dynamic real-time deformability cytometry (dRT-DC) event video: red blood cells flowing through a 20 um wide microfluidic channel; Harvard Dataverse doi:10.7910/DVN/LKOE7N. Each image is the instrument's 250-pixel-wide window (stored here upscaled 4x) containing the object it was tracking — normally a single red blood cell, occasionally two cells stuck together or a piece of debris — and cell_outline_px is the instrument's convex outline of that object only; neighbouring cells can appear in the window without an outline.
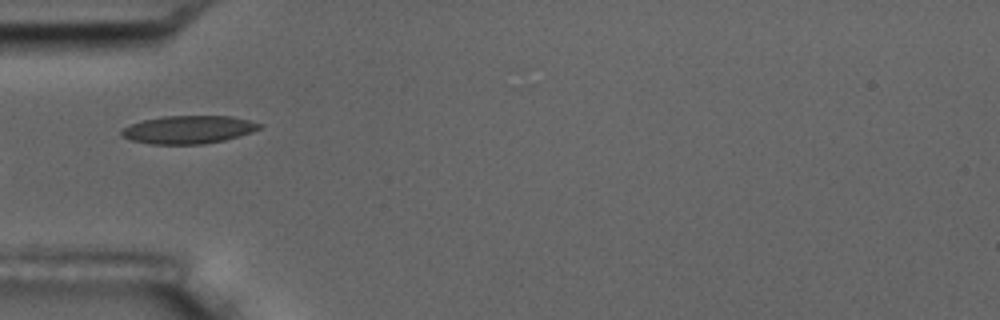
{"species": "common noctule bat (a hibernating species)", "species_latin": "Nyctalus noctula", "temperature_condition": "room temperature", "stored_images_in_passage": 10, "camera_frame_rate_fps": 3000, "um_per_image_px": 0.085, "animal": {"sex": "male", "body_mass_g": 17.5, "forearm_length_mm": 52.3}, "frame": {"image": 1, "passage_image": 6, "time_ms": 5.667, "image_size_px": [1000, 320], "cell_outline_px": [[264, 124], [260, 128], [252, 132], [224, 140], [204, 144], [148, 144], [132, 140], [120, 136], [120, 132], [124, 128], [132, 124], [144, 120], [160, 116], [232, 116]], "centroid_in_image_um": [16.02, 11.02], "position_along_channel_um": 69.0, "area_um2": 22.48}}
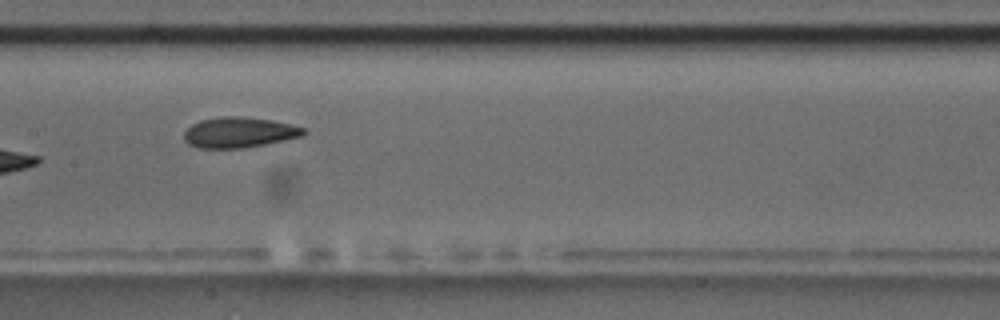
{"frame": {"image": 2, "passage_image": 9, "time_ms": 9.0, "image_size_px": [1000, 320], "cell_outline_px": [[308, 132], [304, 136], [244, 148], [196, 148], [188, 144], [184, 140], [184, 132], [192, 124], [200, 120], [224, 116], [244, 116], [272, 120], [292, 124], [304, 128]], "centroid_in_image_um": [20.34, 11.25], "position_along_channel_um": 187.1, "area_um2": 21.44}}
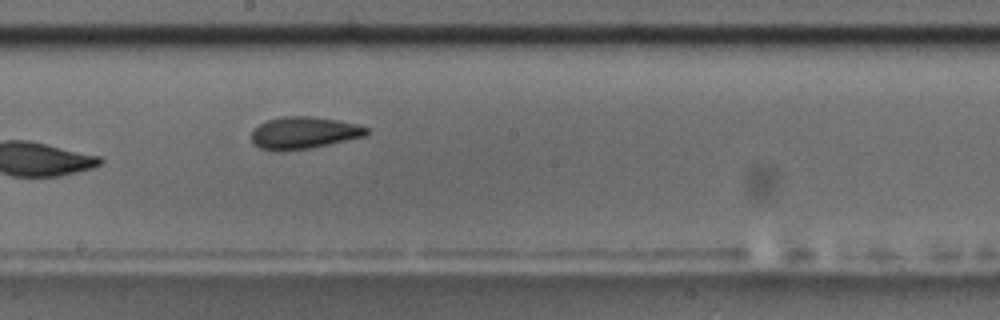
{"frame": {"image": 3, "passage_image": 10, "time_ms": 10.0, "image_size_px": [1000, 320], "cell_outline_px": [[368, 132], [364, 136], [328, 144], [308, 148], [280, 152], [260, 148], [252, 140], [252, 128], [268, 120], [284, 116], [312, 116], [340, 120], [356, 124], [368, 128]], "centroid_in_image_um": [25.8, 11.28], "position_along_channel_um": 222.4, "area_um2": 21.39}}